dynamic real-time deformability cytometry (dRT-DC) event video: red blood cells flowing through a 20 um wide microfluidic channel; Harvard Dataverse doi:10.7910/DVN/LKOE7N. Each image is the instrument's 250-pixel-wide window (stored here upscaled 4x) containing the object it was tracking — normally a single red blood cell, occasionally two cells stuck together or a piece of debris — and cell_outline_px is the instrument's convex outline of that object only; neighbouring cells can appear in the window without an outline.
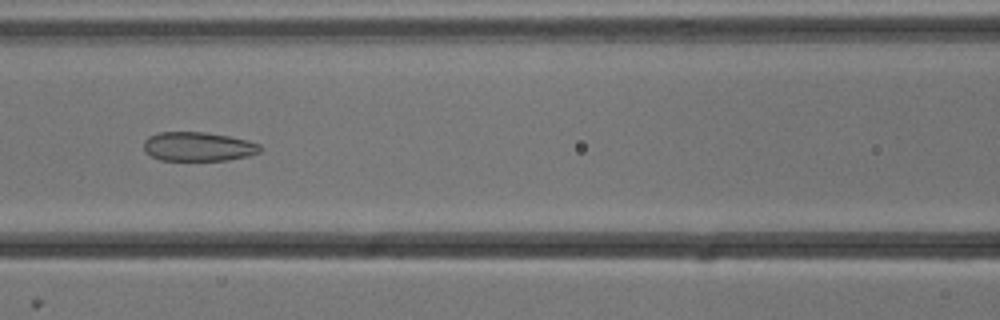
{"species": "common noctule bat (a hibernating species)", "species_latin": "Nyctalus noctula", "temperature_condition": "cold", "stored_images_in_passage": 52, "camera_frame_rate_fps": 3000, "um_per_image_px": 0.085, "animal": {"sex": "male", "body_mass_g": 13.3}, "frame": {"image": 1, "passage_image": 22, "time_ms": 7.0, "image_size_px": [1000, 320], "cell_outline_px": [[264, 148], [260, 152], [248, 156], [228, 160], [160, 160], [144, 152], [144, 140], [148, 136], [160, 132], [204, 132], [228, 136], [248, 140], [260, 144]], "centroid_in_image_um": [16.86, 12.46], "position_along_channel_um": 149.7, "area_um2": 19.88}}
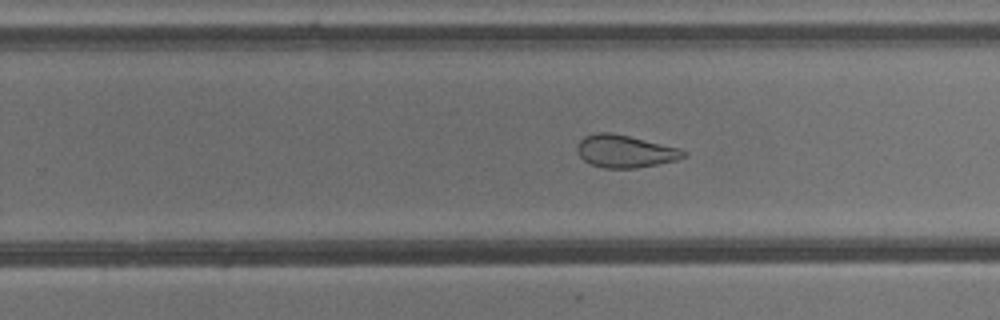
{"frame": {"image": 2, "passage_image": 32, "time_ms": 10.333, "image_size_px": [1000, 320], "cell_outline_px": [[688, 156], [676, 160], [636, 168], [604, 168], [592, 164], [584, 160], [580, 156], [576, 148], [580, 140], [584, 136], [600, 132], [612, 132], [680, 148], [688, 152]], "centroid_in_image_um": [53.15, 12.85], "position_along_channel_um": 276.6, "area_um2": 20.11}}
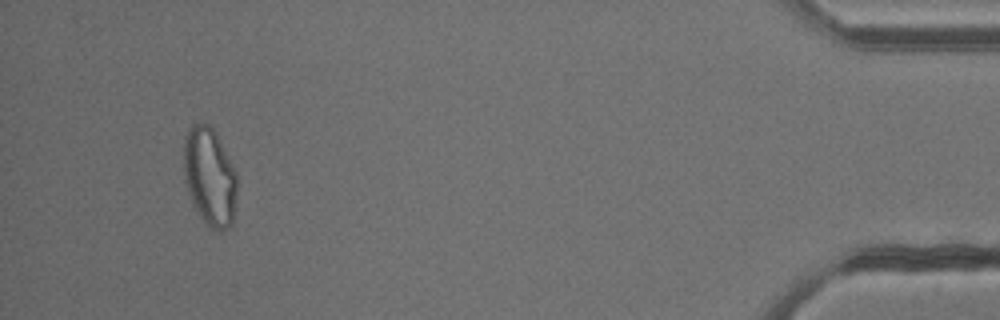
{"frame": {"image": 3, "passage_image": 49, "time_ms": 16.0, "image_size_px": [1000, 320], "cell_outline_px": [[236, 196], [232, 224], [228, 228], [220, 232], [208, 228], [204, 224], [192, 204], [184, 184], [184, 136], [188, 128], [192, 124], [208, 124], [216, 132], [236, 172]], "centroid_in_image_um": [17.8, 15.06], "position_along_channel_um": 417.4, "area_um2": 30.98}, "authors_computed_cell_mechanics": {"area_um2": 26.1545, "velocity_mm_per_s": 3.8153, "shape_relaxation_time_tau1_ms": null, "shape_relaxation_time_tau2_ms": 2.5047, "deformation_change_tau1": null, "deformation_change_tau2": 0.108}}